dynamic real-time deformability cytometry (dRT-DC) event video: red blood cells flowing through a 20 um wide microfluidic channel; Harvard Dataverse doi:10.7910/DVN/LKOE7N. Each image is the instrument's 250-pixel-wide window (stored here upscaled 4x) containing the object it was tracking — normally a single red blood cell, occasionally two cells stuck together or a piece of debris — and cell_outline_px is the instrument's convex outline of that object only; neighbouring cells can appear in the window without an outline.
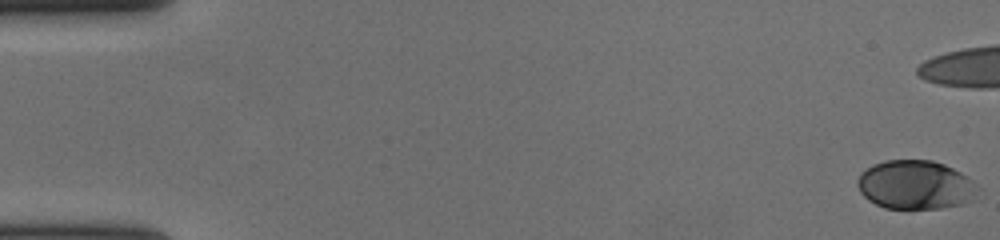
{"species": "human", "species_latin": "Homo sapiens", "temperature_condition": "cold", "stored_images_in_passage": 48, "camera_frame_rate_fps": 3000, "um_per_image_px": 0.085, "donor": {"sex": "female"}, "frame": {"image": 1, "passage_image": 1, "time_ms": 0.0, "image_size_px": [1000, 240], "cell_outline_px": [[980, 188], [972, 200], [960, 204], [940, 208], [884, 208], [868, 200], [860, 192], [856, 184], [860, 172], [872, 164], [884, 160], [932, 160], [944, 164], [960, 172], [972, 180]], "centroid_in_image_um": [77.79, 15.7], "position_along_channel_um": 7.2, "area_um2": 34.39}}
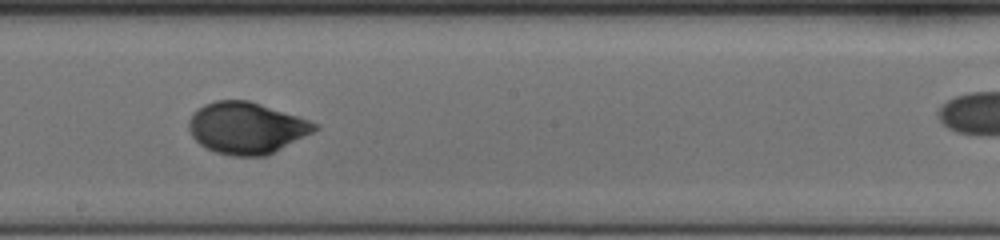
{"frame": {"image": 2, "passage_image": 33, "time_ms": 10.667, "image_size_px": [1000, 240], "cell_outline_px": [[320, 128], [268, 156], [232, 156], [216, 152], [200, 144], [192, 136], [188, 128], [188, 120], [192, 112], [196, 108], [204, 104], [216, 100], [248, 100], [320, 124]], "centroid_in_image_um": [20.93, 10.88], "position_along_channel_um": 227.3, "area_um2": 37.86}}
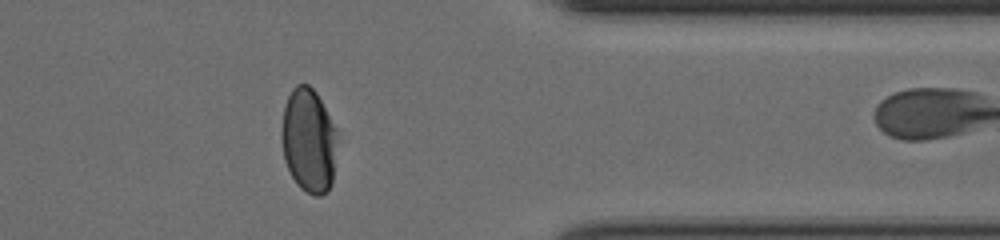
{"frame": {"image": 3, "passage_image": 47, "time_ms": 15.333, "image_size_px": [1000, 240], "cell_outline_px": [[340, 140], [332, 184], [328, 192], [320, 196], [316, 196], [300, 188], [296, 184], [284, 160], [280, 136], [280, 132], [284, 108], [288, 96], [292, 88], [296, 84], [308, 84], [316, 92], [336, 128]], "centroid_in_image_um": [26.27, 11.96], "position_along_channel_um": 385.1, "area_um2": 34.74}}